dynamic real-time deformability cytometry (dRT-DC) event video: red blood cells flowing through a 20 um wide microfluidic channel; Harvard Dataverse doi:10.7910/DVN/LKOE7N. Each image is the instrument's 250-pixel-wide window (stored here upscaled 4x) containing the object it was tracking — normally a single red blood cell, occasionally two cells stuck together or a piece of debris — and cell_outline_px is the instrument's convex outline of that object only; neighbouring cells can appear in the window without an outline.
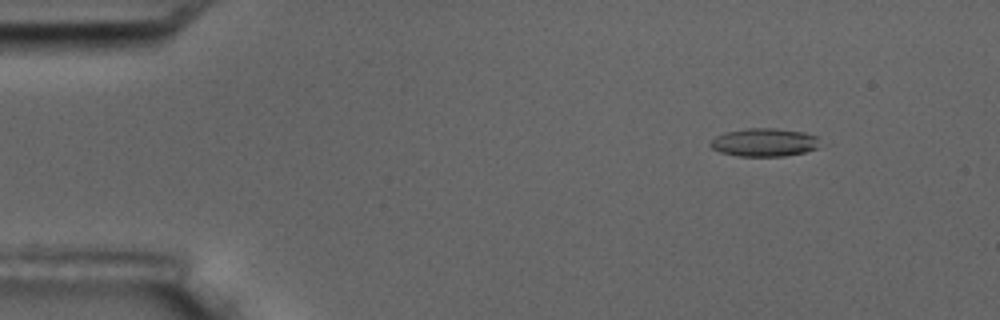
{"species": "common noctule bat (a hibernating species)", "species_latin": "Nyctalus noctula", "temperature_condition": "room temperature", "stored_images_in_passage": 6, "camera_frame_rate_fps": 3000, "um_per_image_px": 0.085, "animal": {"sex": "male", "body_mass_g": 17.5, "forearm_length_mm": 52.3}, "frame": {"image": 1, "passage_image": 2, "time_ms": 1.0, "image_size_px": [1000, 320], "cell_outline_px": [[820, 136], [816, 148], [804, 152], [784, 156], [736, 156], [720, 152], [712, 148], [708, 144], [716, 136], [724, 132], [744, 128], [776, 128], [804, 132]], "centroid_in_image_um": [64.94, 12.09], "position_along_channel_um": 20.1, "area_um2": 18.15}}